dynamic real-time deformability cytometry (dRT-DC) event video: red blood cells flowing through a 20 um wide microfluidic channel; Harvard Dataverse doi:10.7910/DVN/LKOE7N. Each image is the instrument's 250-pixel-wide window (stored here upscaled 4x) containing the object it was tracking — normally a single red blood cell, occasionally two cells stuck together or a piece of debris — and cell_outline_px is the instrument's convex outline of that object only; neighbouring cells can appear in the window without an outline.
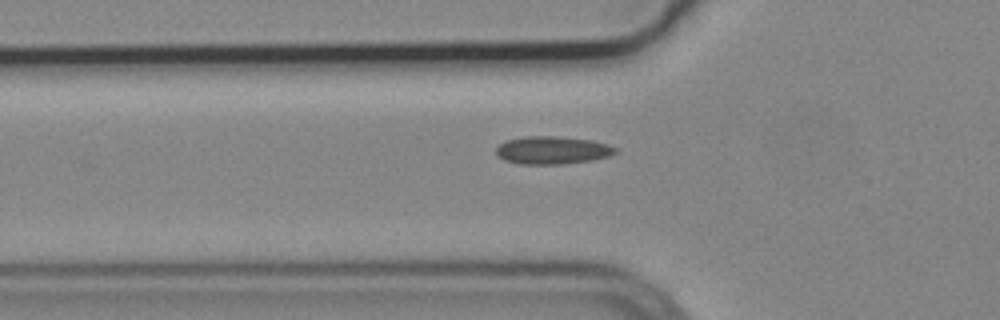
{"species": "common noctule bat (a hibernating species)", "species_latin": "Nyctalus noctula", "temperature_condition": "cold", "stored_images_in_passage": 4, "camera_frame_rate_fps": 3000, "um_per_image_px": 0.085, "animal": {"sex": "male", "body_mass_g": 19.2, "forearm_length_mm": 51.8}, "frame": {"image": 1, "passage_image": 3, "time_ms": 0.667, "image_size_px": [1000, 320], "cell_outline_px": [[616, 152], [608, 156], [592, 160], [560, 164], [520, 164], [504, 160], [496, 152], [496, 148], [500, 144], [508, 140], [524, 136], [556, 136], [592, 140], [608, 144], [616, 148]], "centroid_in_image_um": [46.95, 12.76], "position_along_channel_um": 78.8, "area_um2": 19.19}}
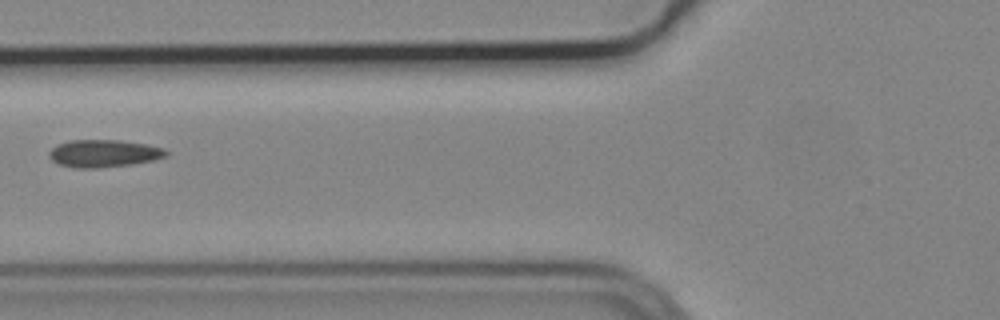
{"frame": {"image": 2, "passage_image": 4, "time_ms": 1.0, "image_size_px": [1000, 320], "cell_outline_px": [[168, 156], [152, 160], [132, 164], [100, 168], [72, 168], [60, 164], [52, 160], [48, 156], [48, 152], [56, 144], [68, 140], [120, 140], [144, 144], [164, 148], [168, 152]], "centroid_in_image_um": [8.79, 13.04], "position_along_channel_um": 117.0, "area_um2": 18.84}}